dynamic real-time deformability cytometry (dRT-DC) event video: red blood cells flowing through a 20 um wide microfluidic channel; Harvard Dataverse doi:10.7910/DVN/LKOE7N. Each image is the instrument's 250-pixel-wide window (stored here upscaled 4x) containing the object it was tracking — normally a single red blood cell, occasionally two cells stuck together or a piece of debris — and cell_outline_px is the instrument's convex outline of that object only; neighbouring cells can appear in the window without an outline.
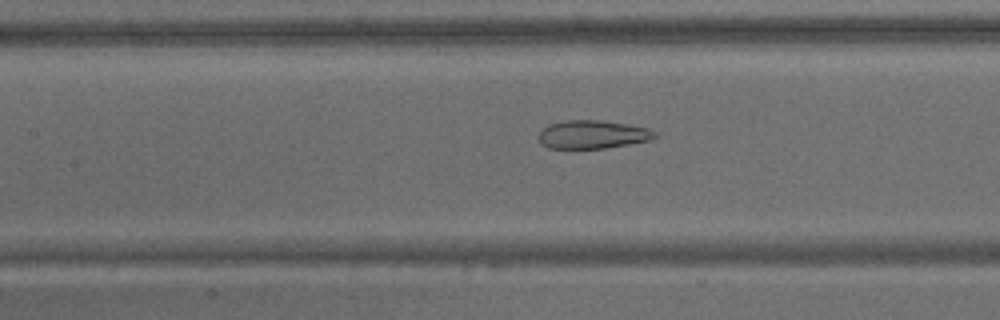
{"species": "common noctule bat (a hibernating species)", "species_latin": "Nyctalus noctula", "temperature_condition": "warm", "stored_images_in_passage": 65, "camera_frame_rate_fps": 3000, "um_per_image_px": 0.085, "animal": {"sex": "male", "body_mass_g": 15.6}, "frame": {"image": 1, "passage_image": 29, "time_ms": 9.333, "image_size_px": [1000, 320], "cell_outline_px": [[656, 136], [652, 140], [604, 148], [548, 148], [540, 144], [536, 136], [548, 124], [568, 120], [600, 120], [628, 124], [648, 128], [656, 132]], "centroid_in_image_um": [50.34, 11.43], "position_along_channel_um": 157.1, "area_um2": 19.25}}
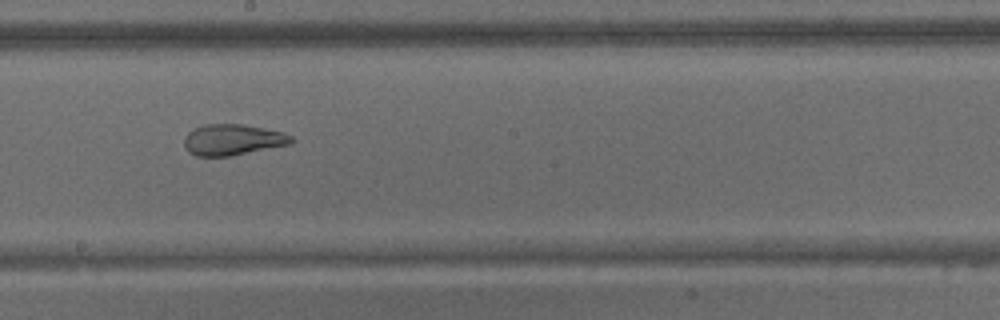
{"frame": {"image": 2, "passage_image": 36, "time_ms": 11.667, "image_size_px": [1000, 320], "cell_outline_px": [[296, 140], [292, 144], [228, 156], [196, 156], [188, 152], [184, 148], [184, 136], [188, 132], [204, 124], [240, 124], [264, 128], [284, 132], [292, 136]], "centroid_in_image_um": [19.79, 11.88], "position_along_channel_um": 228.4, "area_um2": 19.48}}
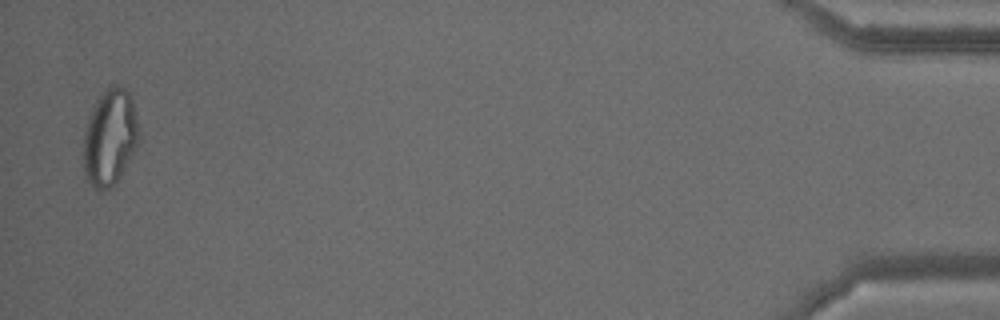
{"frame": {"image": 3, "passage_image": 64, "time_ms": 21.0, "image_size_px": [1000, 320], "cell_outline_px": [[140, 140], [136, 148], [120, 176], [108, 188], [100, 192], [96, 192], [92, 188], [84, 172], [84, 128], [92, 108], [96, 100], [108, 84], [116, 84], [124, 88], [128, 92], [132, 100], [136, 116]], "centroid_in_image_um": [9.33, 11.66], "position_along_channel_um": 425.9, "area_um2": 31.27}, "authors_computed_cell_mechanics": {"area_um2": 26.6458, "velocity_mm_per_s": 3.0743, "shape_relaxation_time_tau1_ms": null, "shape_relaxation_time_tau2_ms": 1.8148, "deformation_change_tau1": null, "deformation_change_tau2": 0.0951}}